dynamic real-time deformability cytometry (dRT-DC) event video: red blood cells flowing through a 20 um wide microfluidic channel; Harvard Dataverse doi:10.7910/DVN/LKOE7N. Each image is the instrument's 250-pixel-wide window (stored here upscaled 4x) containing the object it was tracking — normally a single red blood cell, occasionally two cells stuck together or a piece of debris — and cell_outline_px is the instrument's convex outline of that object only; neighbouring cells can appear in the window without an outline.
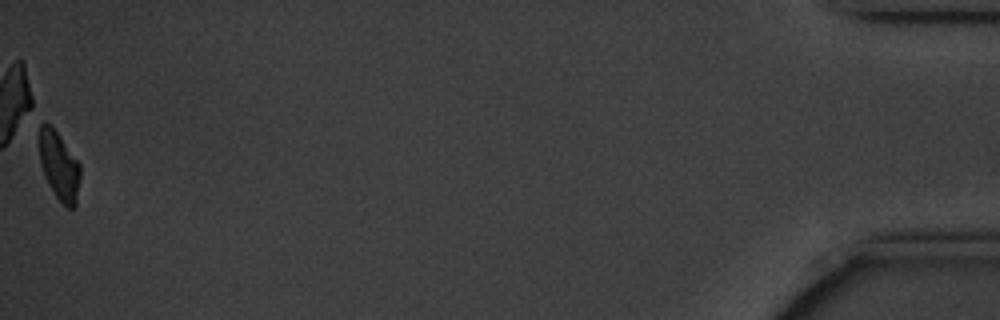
{"species": "common noctule bat (a hibernating species)", "species_latin": "Nyctalus noctula", "temperature_condition": "cold", "stored_images_in_passage": 57, "camera_frame_rate_fps": 3000, "um_per_image_px": 0.085, "animal": {"sex": "male", "body_mass_g": 20.1, "forearm_length_mm": 53.5}, "frame": {"image": 1, "passage_image": 57, "time_ms": 18.667, "image_size_px": [1000, 320], "cell_outline_px": [[76, 184], [72, 204], [68, 204], [60, 196], [52, 184], [44, 164], [40, 148], [40, 144], [52, 132], [56, 136], [76, 164]], "centroid_in_image_um": [5.06, 14.23], "position_along_channel_um": 430.1, "area_um2": 11.1}}